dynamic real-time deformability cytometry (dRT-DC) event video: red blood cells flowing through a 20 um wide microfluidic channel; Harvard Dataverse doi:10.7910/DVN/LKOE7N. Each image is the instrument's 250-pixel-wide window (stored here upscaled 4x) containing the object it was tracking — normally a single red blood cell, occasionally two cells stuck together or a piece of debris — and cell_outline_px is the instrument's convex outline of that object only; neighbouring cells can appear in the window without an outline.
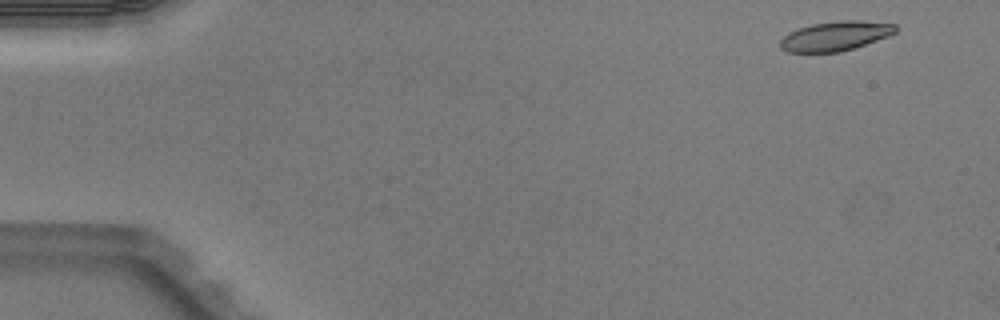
{"species": "Egyptian fruit bat (a non-hibernating species)", "species_latin": "Rousettus aegyptiacus", "temperature_condition": "warm", "stored_images_in_passage": 4, "camera_frame_rate_fps": 3000, "um_per_image_px": 0.085, "animal": {"sex": "male"}, "frame": {"image": 1, "passage_image": 1, "time_ms": 0.0, "image_size_px": [1000, 320], "cell_outline_px": [[896, 32], [888, 36], [840, 52], [788, 52], [780, 48], [780, 40], [788, 32], [812, 24], [840, 20], [860, 20], [896, 24]], "centroid_in_image_um": [70.99, 3.05], "position_along_channel_um": 14.0, "area_um2": 19.65}}
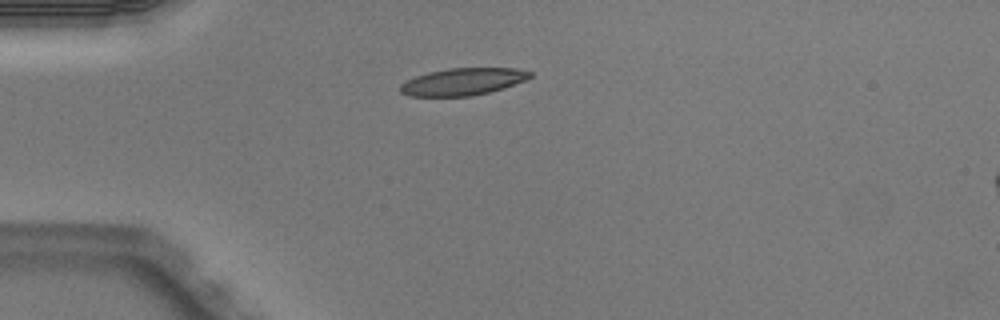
{"frame": {"image": 2, "passage_image": 4, "time_ms": 1.0, "image_size_px": [1000, 320], "cell_outline_px": [[532, 76], [524, 80], [504, 88], [472, 96], [408, 96], [400, 92], [400, 84], [416, 76], [428, 72], [448, 68], [516, 68], [532, 72]], "centroid_in_image_um": [39.33, 6.94], "position_along_channel_um": 45.7, "area_um2": 20.46}}